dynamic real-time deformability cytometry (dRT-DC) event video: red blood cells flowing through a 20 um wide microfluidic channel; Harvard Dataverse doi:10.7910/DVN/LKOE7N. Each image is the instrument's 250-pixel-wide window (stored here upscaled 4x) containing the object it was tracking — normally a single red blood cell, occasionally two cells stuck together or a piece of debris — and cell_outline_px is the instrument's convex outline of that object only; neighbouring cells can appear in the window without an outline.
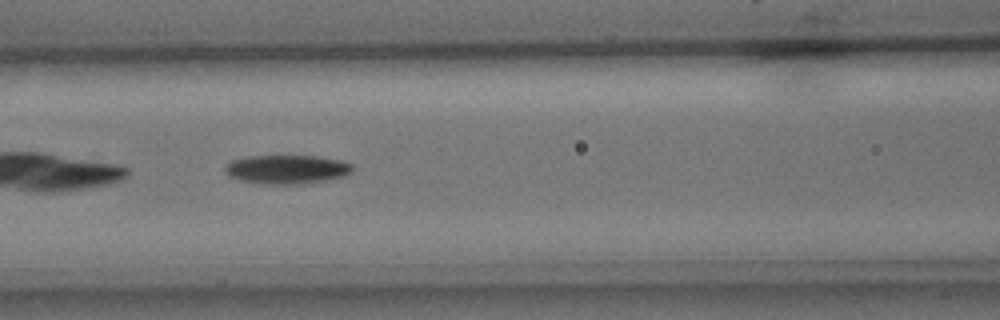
{"species": "common noctule bat (a hibernating species)", "species_latin": "Nyctalus noctula", "temperature_condition": "cold", "stored_images_in_passage": 15, "camera_frame_rate_fps": 3000, "um_per_image_px": 0.085, "animal": {"sex": "male", "body_mass_g": 15.6}, "frame": {"image": 1, "passage_image": 7, "time_ms": 2.0, "image_size_px": [1000, 320], "cell_outline_px": [[352, 172], [344, 176], [328, 180], [308, 184], [268, 184], [240, 180], [228, 176], [224, 172], [224, 168], [232, 160], [248, 156], [316, 156], [340, 160], [352, 164]], "centroid_in_image_um": [24.39, 14.4], "position_along_channel_um": 142.2, "area_um2": 21.56}}
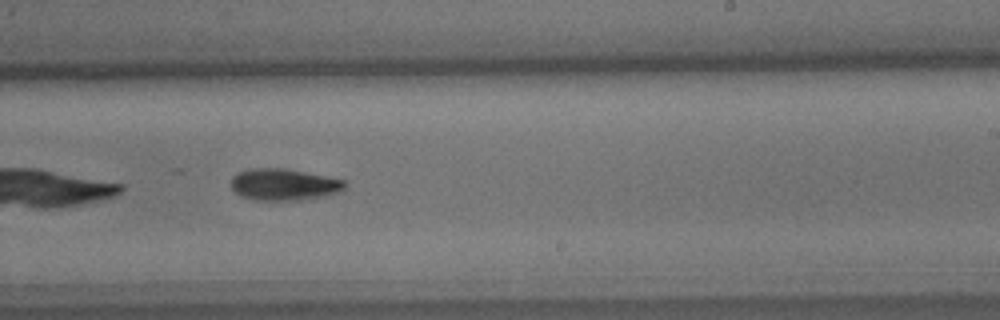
{"frame": {"image": 2, "passage_image": 10, "time_ms": 3.0, "image_size_px": [1000, 320], "cell_outline_px": [[344, 188], [336, 192], [320, 196], [300, 200], [256, 200], [244, 196], [236, 192], [232, 188], [232, 176], [236, 172], [252, 168], [284, 168], [344, 180]], "centroid_in_image_um": [24.07, 15.67], "position_along_channel_um": 264.9, "area_um2": 20.52}}
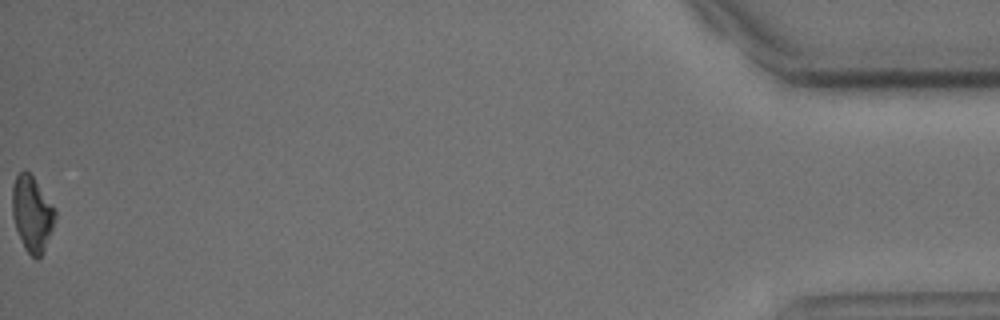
{"frame": {"image": 3, "passage_image": 15, "time_ms": 4.667, "image_size_px": [1000, 320], "cell_outline_px": [[56, 216], [44, 252], [36, 260], [24, 248], [16, 228], [12, 216], [12, 188], [16, 176], [24, 168], [32, 176], [56, 212]], "centroid_in_image_um": [2.7, 18.19], "position_along_channel_um": 432.5, "area_um2": 18.5}}